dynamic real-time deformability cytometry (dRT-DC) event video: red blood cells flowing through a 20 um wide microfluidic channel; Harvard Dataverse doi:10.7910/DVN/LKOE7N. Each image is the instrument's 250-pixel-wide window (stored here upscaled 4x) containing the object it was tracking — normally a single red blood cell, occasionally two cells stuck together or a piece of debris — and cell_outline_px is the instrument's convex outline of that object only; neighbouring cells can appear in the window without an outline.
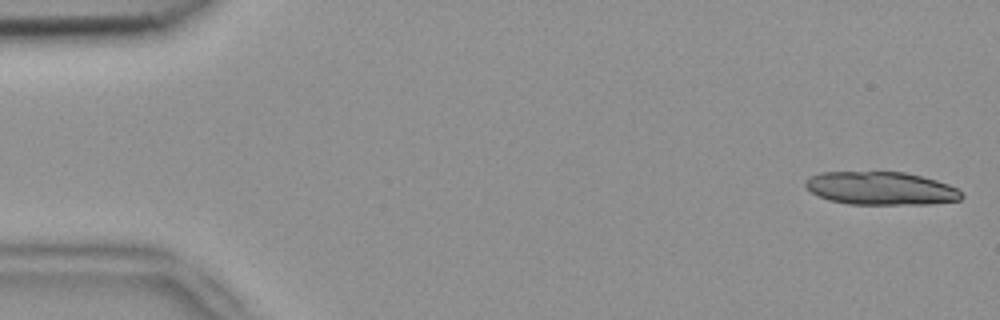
{"species": "common noctule bat (a hibernating species)", "species_latin": "Nyctalus noctula", "temperature_condition": "room temperature", "stored_images_in_passage": 6, "segment_of_instrument_passage": [1, 2], "camera_frame_rate_fps": 3000, "um_per_image_px": 0.085, "animal": {"sex": "female", "body_mass_g": 18.4}, "frame": {"image": 1, "passage_image": 1, "time_ms": 0.0, "image_size_px": [1000, 320], "cell_outline_px": [[964, 196], [960, 200], [932, 204], [848, 204], [828, 200], [812, 192], [804, 184], [804, 180], [820, 172], [904, 172], [936, 180], [948, 184], [956, 188]], "centroid_in_image_um": [74.88, 16.01], "position_along_channel_um": 10.1, "area_um2": 30.06}}